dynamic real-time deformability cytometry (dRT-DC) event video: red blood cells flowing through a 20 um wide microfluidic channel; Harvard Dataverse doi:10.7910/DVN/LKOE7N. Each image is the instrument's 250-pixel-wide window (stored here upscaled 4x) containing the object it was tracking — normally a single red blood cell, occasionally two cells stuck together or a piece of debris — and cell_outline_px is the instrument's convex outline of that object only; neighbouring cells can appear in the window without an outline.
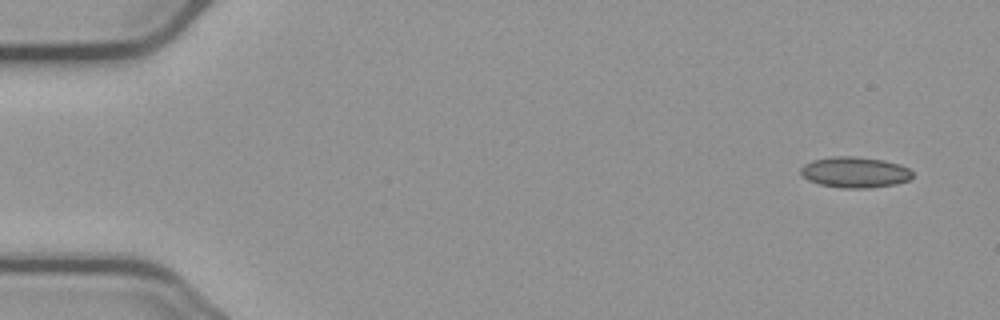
{"species": "common noctule bat (a hibernating species)", "species_latin": "Nyctalus noctula", "temperature_condition": "cold", "stored_images_in_passage": 53, "camera_frame_rate_fps": 3000, "um_per_image_px": 0.085, "animal": {"sex": "male", "body_mass_g": 23.1, "forearm_length_mm": 52.7}, "frame": {"image": 1, "passage_image": 1, "time_ms": 0.0, "image_size_px": [1000, 320], "cell_outline_px": [[912, 176], [908, 180], [896, 184], [868, 188], [840, 188], [820, 184], [808, 180], [800, 172], [800, 168], [804, 164], [812, 160], [832, 156], [852, 156], [884, 160], [900, 164], [908, 168], [912, 172]], "centroid_in_image_um": [72.65, 14.64], "position_along_channel_um": 12.3, "area_um2": 20.11}}
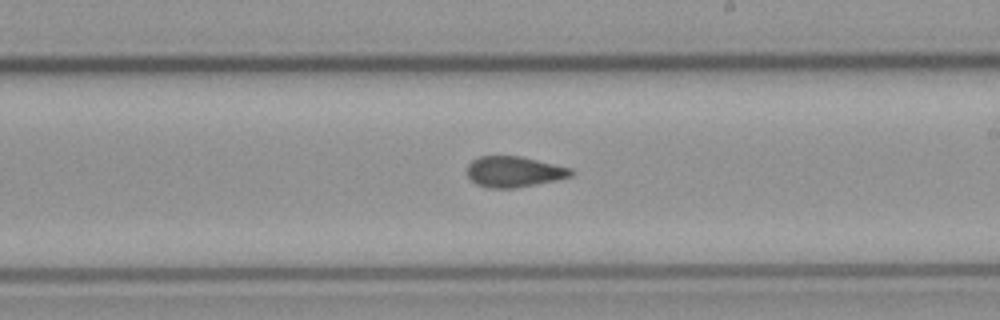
{"frame": {"image": 2, "passage_image": 30, "time_ms": 9.667, "image_size_px": [1000, 320], "cell_outline_px": [[572, 176], [556, 180], [536, 184], [512, 188], [488, 188], [476, 184], [468, 176], [468, 164], [472, 160], [480, 156], [520, 156], [572, 168]], "centroid_in_image_um": [43.68, 14.59], "position_along_channel_um": 245.3, "area_um2": 18.5}}
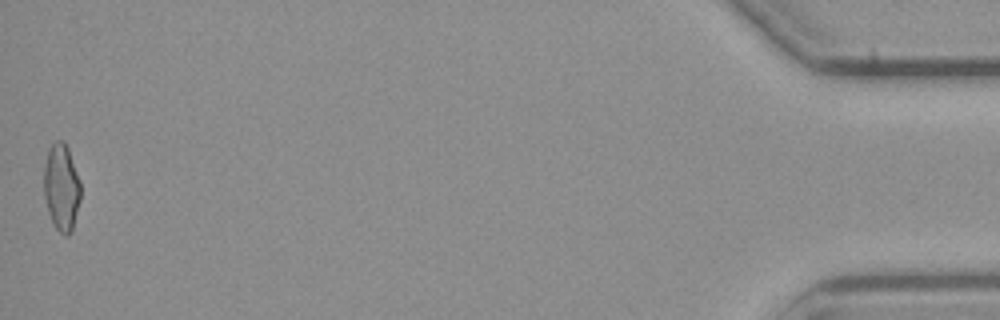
{"frame": {"image": 3, "passage_image": 53, "time_ms": 17.333, "image_size_px": [1000, 320], "cell_outline_px": [[80, 200], [72, 232], [68, 236], [64, 236], [56, 228], [48, 212], [44, 196], [44, 164], [48, 148], [56, 140], [64, 140], [68, 148], [80, 180]], "centroid_in_image_um": [5.22, 15.91], "position_along_channel_um": 430.0, "area_um2": 18.79}, "authors_computed_cell_mechanics": {"area_um2": 19.074, "velocity_mm_per_s": 3.7081, "shape_relaxation_time_tau1_ms": null, "shape_relaxation_time_tau2_ms": 1.8279, "deformation_change_tau1": null, "deformation_change_tau2": 0.0622}}